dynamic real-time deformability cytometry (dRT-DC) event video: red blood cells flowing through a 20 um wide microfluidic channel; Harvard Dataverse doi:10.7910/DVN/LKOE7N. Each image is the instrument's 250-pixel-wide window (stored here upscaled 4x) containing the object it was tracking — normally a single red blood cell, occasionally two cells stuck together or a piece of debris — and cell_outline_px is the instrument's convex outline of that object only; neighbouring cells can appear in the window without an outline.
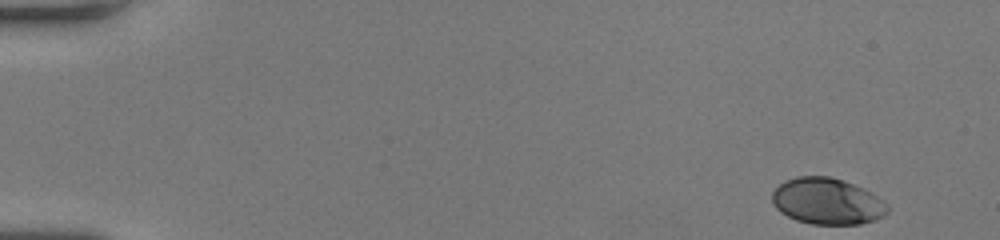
{"species": "human", "species_latin": "Homo sapiens", "temperature_condition": "room temperature", "stored_images_in_passage": 50, "camera_frame_rate_fps": 3000, "um_per_image_px": 0.085, "donor": {"sex": "female"}, "frame": {"image": 1, "passage_image": 1, "time_ms": 0.0, "image_size_px": [1000, 240], "cell_outline_px": [[888, 212], [884, 216], [876, 220], [860, 224], [812, 224], [796, 220], [780, 212], [776, 208], [772, 200], [772, 192], [784, 180], [796, 176], [828, 176], [844, 180], [864, 188], [872, 192], [884, 200], [888, 204]], "centroid_in_image_um": [70.34, 17.1], "position_along_channel_um": 14.7, "area_um2": 31.5}}
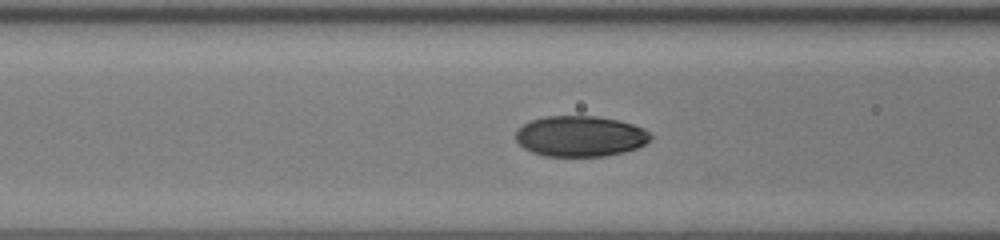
{"frame": {"image": 2, "passage_image": 20, "time_ms": 6.333, "image_size_px": [1000, 240], "cell_outline_px": [[652, 140], [636, 148], [624, 152], [604, 156], [544, 156], [532, 152], [524, 148], [516, 140], [516, 132], [524, 124], [532, 120], [544, 116], [596, 116], [616, 120], [632, 124], [644, 128], [652, 136]], "centroid_in_image_um": [49.33, 11.58], "position_along_channel_um": 117.3, "area_um2": 31.91}}
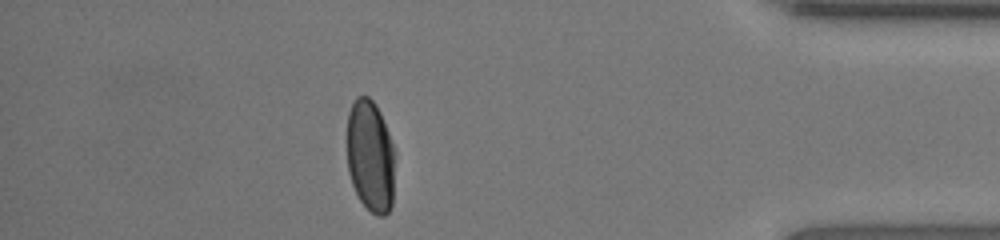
{"frame": {"image": 3, "passage_image": 44, "time_ms": 14.333, "image_size_px": [1000, 240], "cell_outline_px": [[396, 152], [392, 204], [388, 212], [384, 216], [376, 216], [360, 200], [352, 184], [348, 172], [348, 112], [356, 96], [368, 96], [372, 100], [380, 112]], "centroid_in_image_um": [31.51, 13.28], "position_along_channel_um": 403.7, "area_um2": 31.56}, "authors_computed_cell_mechanics": {"area_um2": 32.368, "velocity_mm_per_s": 4.0495, "shape_relaxation_time_tau1_ms": 3.5758, "shape_relaxation_time_tau2_ms": 0.7583, "deformation_change_tau1": 0.1695, "deformation_change_tau2": 0.0338}}